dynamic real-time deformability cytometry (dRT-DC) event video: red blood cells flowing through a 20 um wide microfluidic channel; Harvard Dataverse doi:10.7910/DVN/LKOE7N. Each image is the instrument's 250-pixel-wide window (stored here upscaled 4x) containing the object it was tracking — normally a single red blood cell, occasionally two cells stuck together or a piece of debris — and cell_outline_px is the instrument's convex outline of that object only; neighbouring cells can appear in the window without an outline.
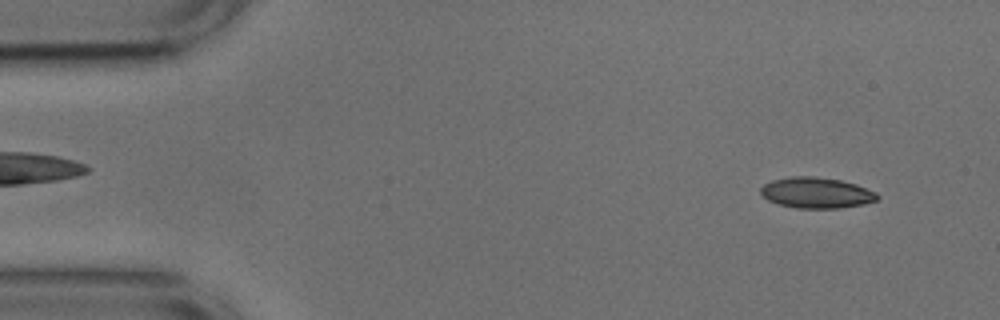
{"species": "common noctule bat (a hibernating species)", "species_latin": "Nyctalus noctula", "temperature_condition": "cold", "stored_images_in_passage": 52, "camera_frame_rate_fps": 3000, "um_per_image_px": 0.085, "animal": {"sex": "male", "body_mass_g": 17.9, "forearm_length_mm": 54.2}, "frame": {"image": 1, "passage_image": 4, "time_ms": 1.0, "image_size_px": [1000, 320], "cell_outline_px": [[880, 196], [876, 200], [864, 204], [840, 208], [800, 208], [780, 204], [768, 200], [760, 192], [760, 188], [764, 184], [772, 180], [792, 176], [812, 176], [840, 180], [856, 184], [876, 192]], "centroid_in_image_um": [69.41, 16.38], "position_along_channel_um": 15.6, "area_um2": 20.81}}
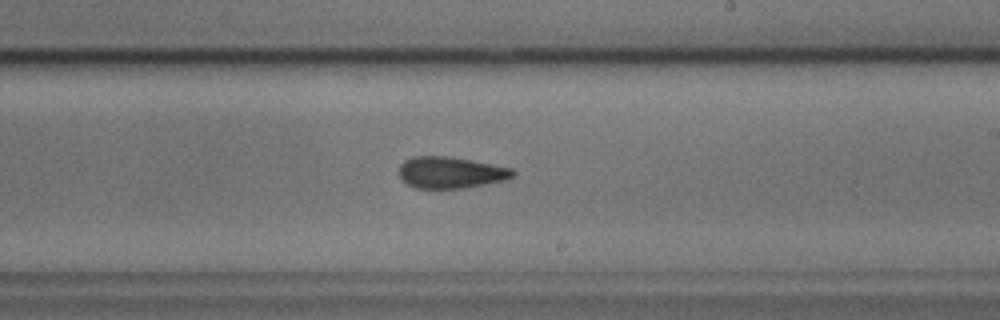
{"frame": {"image": 2, "passage_image": 30, "time_ms": 9.667, "image_size_px": [1000, 320], "cell_outline_px": [[516, 176], [508, 180], [464, 188], [416, 188], [408, 184], [400, 176], [400, 164], [404, 160], [412, 156], [448, 156], [492, 164], [512, 168], [516, 172]], "centroid_in_image_um": [38.36, 14.66], "position_along_channel_um": 250.6, "area_um2": 20.98}}
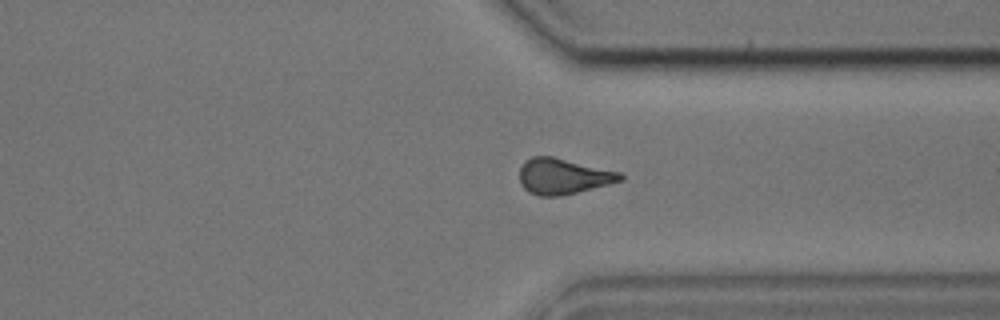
{"frame": {"image": 3, "passage_image": 39, "time_ms": 12.667, "image_size_px": [1000, 320], "cell_outline_px": [[624, 180], [560, 196], [540, 196], [528, 192], [520, 184], [520, 168], [524, 160], [532, 156], [552, 156], [620, 172], [624, 176]], "centroid_in_image_um": [47.84, 14.98], "position_along_channel_um": 363.6, "area_um2": 20.92}, "authors_computed_cell_mechanics": {"area_um2": 20.9525, "velocity_mm_per_s": 3.7697, "shape_relaxation_time_tau1_ms": 10.724, "shape_relaxation_time_tau2_ms": 3.553, "deformation_change_tau1": 0.191, "deformation_change_tau2": 0.1161}}